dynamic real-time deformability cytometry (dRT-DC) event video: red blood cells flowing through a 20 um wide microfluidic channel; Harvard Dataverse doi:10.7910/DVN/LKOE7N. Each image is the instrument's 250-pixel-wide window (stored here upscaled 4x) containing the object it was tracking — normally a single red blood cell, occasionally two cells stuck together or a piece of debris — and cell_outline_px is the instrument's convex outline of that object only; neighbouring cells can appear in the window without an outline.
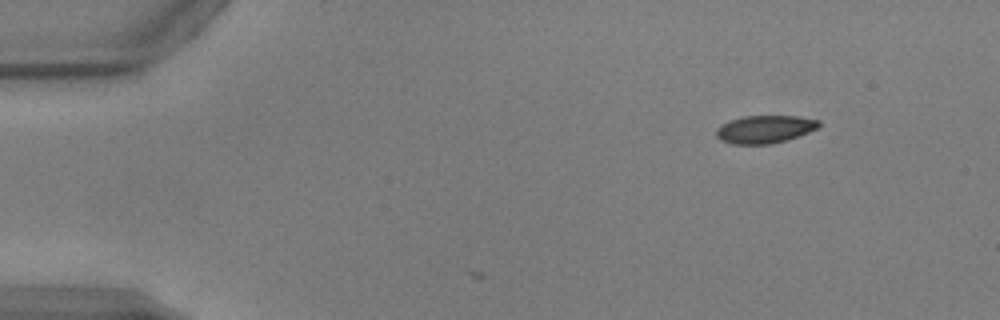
{"species": "common noctule bat (a hibernating species)", "species_latin": "Nyctalus noctula", "temperature_condition": "warm", "stored_images_in_passage": 4, "camera_frame_rate_fps": 3000, "um_per_image_px": 0.085, "animal": {"sex": "male", "body_mass_g": 17.9, "forearm_length_mm": 54.2}, "frame": {"image": 1, "passage_image": 1, "time_ms": 0.0, "image_size_px": [1000, 320], "cell_outline_px": [[820, 124], [816, 128], [808, 132], [772, 144], [732, 144], [720, 140], [716, 136], [716, 128], [720, 124], [744, 116], [796, 116], [820, 120]], "centroid_in_image_um": [64.96, 10.98], "position_along_channel_um": 20.0, "area_um2": 16.47}}